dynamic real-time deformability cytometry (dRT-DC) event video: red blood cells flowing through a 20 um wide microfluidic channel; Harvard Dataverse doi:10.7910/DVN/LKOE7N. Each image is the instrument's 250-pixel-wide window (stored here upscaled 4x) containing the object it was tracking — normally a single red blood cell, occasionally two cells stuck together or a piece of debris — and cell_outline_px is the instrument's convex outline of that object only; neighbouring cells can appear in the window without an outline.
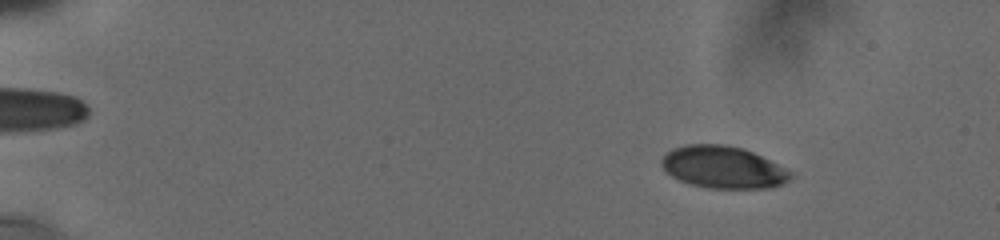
{"species": "human", "species_latin": "Homo sapiens", "temperature_condition": "cold", "stored_images_in_passage": 63, "camera_frame_rate_fps": 3000, "um_per_image_px": 0.085, "donor": {"sex": "male"}, "frame": {"image": 1, "passage_image": 6, "time_ms": 2.0, "image_size_px": [1000, 240], "cell_outline_px": [[792, 176], [788, 180], [772, 188], [708, 188], [692, 184], [680, 180], [672, 176], [660, 164], [660, 160], [672, 148], [684, 144], [724, 144], [744, 148], [792, 172]], "centroid_in_image_um": [61.44, 14.2], "position_along_channel_um": 23.6, "area_um2": 31.44}}
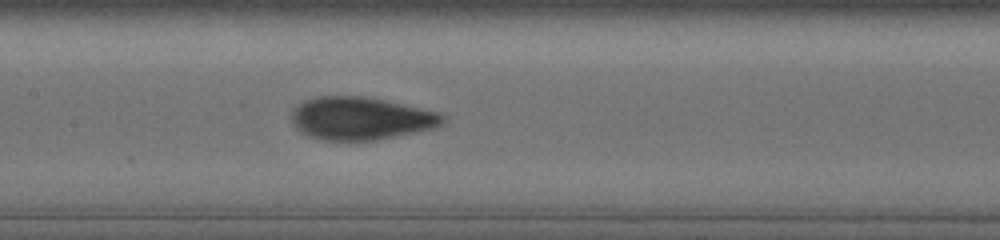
{"frame": {"image": 2, "passage_image": 29, "time_ms": 9.333, "image_size_px": [1000, 240], "cell_outline_px": [[444, 120], [440, 124], [432, 128], [376, 140], [324, 140], [308, 136], [300, 132], [292, 124], [292, 108], [296, 104], [304, 100], [316, 96], [364, 96], [384, 100], [440, 112], [444, 116]], "centroid_in_image_um": [30.59, 10.05], "position_along_channel_um": 176.8, "area_um2": 37.63}}
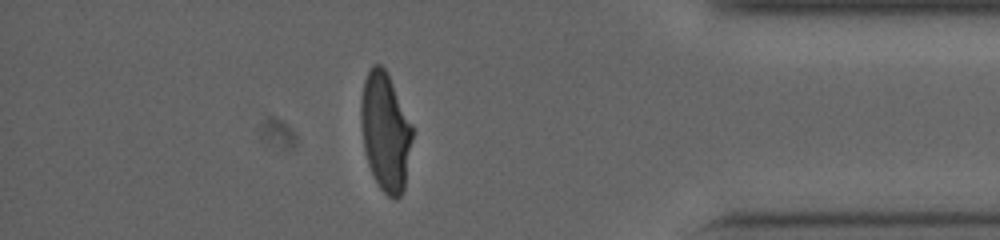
{"frame": {"image": 3, "passage_image": 54, "time_ms": 16.0, "image_size_px": [1000, 240], "cell_outline_px": [[412, 140], [404, 188], [400, 196], [396, 200], [388, 196], [380, 188], [368, 164], [364, 152], [360, 120], [360, 104], [364, 80], [372, 64], [380, 64], [388, 72], [412, 124]], "centroid_in_image_um": [32.75, 11.17], "position_along_channel_um": 402.5, "area_um2": 35.6}, "authors_computed_cell_mechanics": {"area_um2": 36.0094, "velocity_mm_per_s": 3.7733, "shape_relaxation_time_tau1_ms": 5.6041, "shape_relaxation_time_tau2_ms": null, "deformation_change_tau1": 0.1855, "deformation_change_tau2": null}}